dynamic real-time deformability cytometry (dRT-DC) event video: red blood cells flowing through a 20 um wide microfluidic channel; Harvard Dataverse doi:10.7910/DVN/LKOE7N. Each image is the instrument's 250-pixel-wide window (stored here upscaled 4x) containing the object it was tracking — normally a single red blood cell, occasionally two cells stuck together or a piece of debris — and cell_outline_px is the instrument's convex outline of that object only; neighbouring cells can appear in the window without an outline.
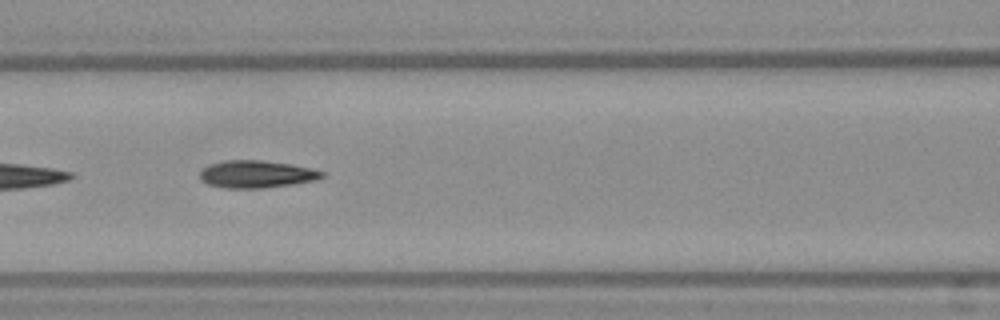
{"species": "Egyptian fruit bat (a non-hibernating species)", "species_latin": "Rousettus aegyptiacus", "temperature_condition": "warm", "stored_images_in_passage": 13, "camera_frame_rate_fps": 3000, "um_per_image_px": 0.085, "frame": {"image": 1, "passage_image": 8, "time_ms": 2.333, "image_size_px": [1000, 320], "cell_outline_px": [[324, 176], [316, 180], [292, 184], [264, 188], [224, 188], [208, 184], [200, 180], [200, 172], [208, 164], [228, 160], [260, 160], [288, 164], [312, 168], [324, 172]], "centroid_in_image_um": [21.78, 14.81], "position_along_channel_um": 144.8, "area_um2": 19.42}}